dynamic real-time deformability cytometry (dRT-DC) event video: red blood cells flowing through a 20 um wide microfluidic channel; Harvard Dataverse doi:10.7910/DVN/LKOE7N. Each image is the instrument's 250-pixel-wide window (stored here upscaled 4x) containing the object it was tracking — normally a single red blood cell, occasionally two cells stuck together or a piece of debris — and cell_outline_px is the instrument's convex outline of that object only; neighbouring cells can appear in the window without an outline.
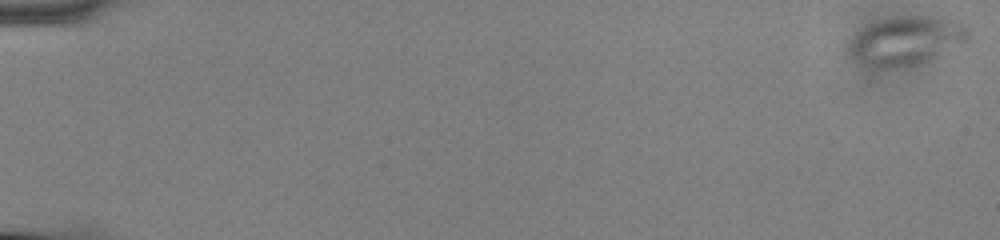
{"species": "common noctule bat (a hibernating species)", "species_latin": "Nyctalus noctula", "temperature_condition": "cold", "stored_images_in_passage": 10, "camera_frame_rate_fps": 3000, "um_per_image_px": 0.085, "animal": {"sex": "male", "body_mass_g": 13.0, "forearm_length_mm": 53.1}, "frame": {"image": 1, "passage_image": 1, "time_ms": 0.0, "image_size_px": [1000, 240], "cell_outline_px": [[968, 44], [916, 64], [896, 68], [880, 68], [868, 64], [860, 60], [852, 52], [852, 40], [856, 32], [880, 20], [912, 16], [928, 16], [964, 24], [968, 28]], "centroid_in_image_um": [77.14, 3.46], "position_along_channel_um": 7.9, "area_um2": 32.71}}